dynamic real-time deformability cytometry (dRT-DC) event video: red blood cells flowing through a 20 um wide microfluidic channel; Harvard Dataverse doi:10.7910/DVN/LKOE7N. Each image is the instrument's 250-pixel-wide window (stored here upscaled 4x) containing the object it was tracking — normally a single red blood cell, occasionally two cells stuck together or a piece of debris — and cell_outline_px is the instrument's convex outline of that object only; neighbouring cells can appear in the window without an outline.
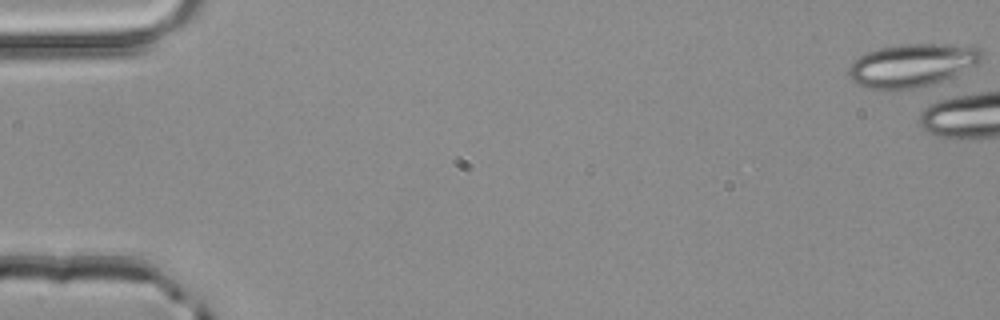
{"species": "common noctule bat (a hibernating species)", "species_latin": "Nyctalus noctula", "temperature_condition": "room temperature", "stored_images_in_passage": 1, "camera_frame_rate_fps": 3000, "um_per_image_px": 0.085, "animal": {"sex": "male", "body_mass_g": 20.4}, "frame": {"image": 1, "passage_image": 1, "time_ms": 0.0, "image_size_px": [1000, 320], "cell_outline_px": [[984, 56], [976, 64], [940, 80], [916, 88], [868, 88], [856, 84], [848, 76], [848, 68], [860, 56], [868, 52], [880, 48], [900, 44], [932, 44], [980, 48], [984, 52]], "centroid_in_image_um": [77.47, 5.53], "position_along_channel_um": 7.5, "area_um2": 32.31}}